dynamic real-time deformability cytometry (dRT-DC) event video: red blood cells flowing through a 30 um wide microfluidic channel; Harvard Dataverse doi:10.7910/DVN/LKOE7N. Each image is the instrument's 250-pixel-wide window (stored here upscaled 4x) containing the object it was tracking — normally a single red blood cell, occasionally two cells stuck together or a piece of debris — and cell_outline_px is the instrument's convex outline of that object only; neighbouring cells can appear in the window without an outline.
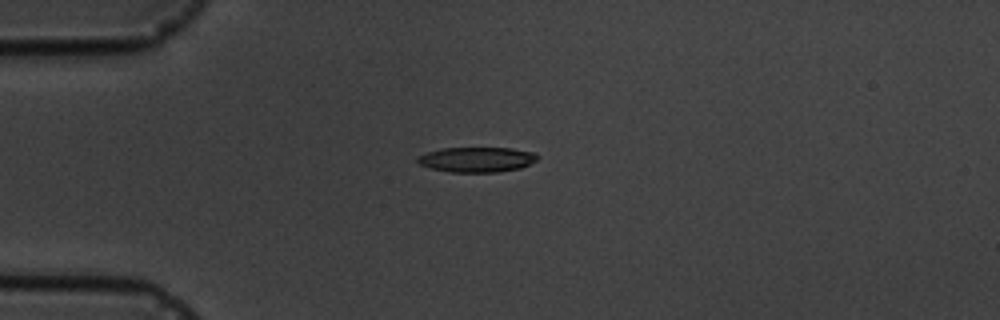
{"species": "common noctule bat (a hibernating species)", "species_latin": "Nyctalus noctula", "temperature_condition": "cold", "stored_images_in_passage": 3, "camera_frame_rate_fps": 3000, "um_per_image_px": 0.085, "animal": {"sex": "male", "body_mass_g": 19.5, "forearm_length_mm": 54.6}, "frame": {"image": 1, "passage_image": 1, "time_ms": 0.0, "image_size_px": [1000, 320], "cell_outline_px": [[540, 156], [536, 160], [520, 168], [496, 172], [448, 172], [432, 168], [420, 164], [416, 160], [416, 156], [440, 148], [512, 148], [536, 152]], "centroid_in_image_um": [40.53, 13.55], "position_along_channel_um": 44.5, "area_um2": 17.57}}
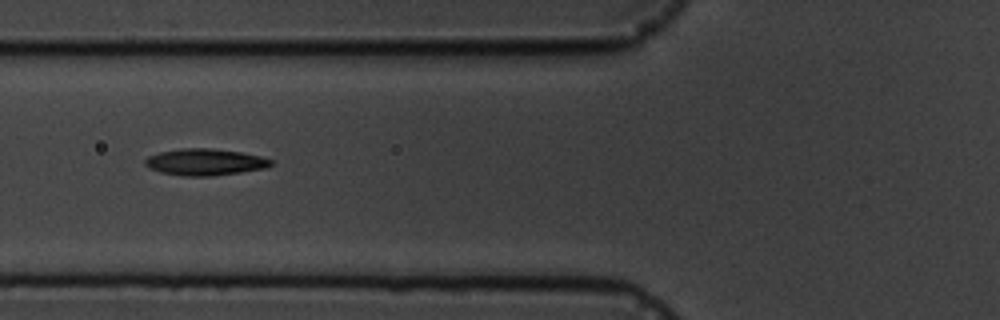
{"frame": {"image": 2, "passage_image": 3, "time_ms": 2.333, "image_size_px": [1000, 320], "cell_outline_px": [[272, 164], [264, 168], [240, 172], [208, 176], [184, 176], [160, 172], [148, 168], [144, 164], [144, 160], [148, 156], [160, 152], [180, 148], [212, 148], [240, 152], [260, 156], [272, 160]], "centroid_in_image_um": [17.37, 13.77], "position_along_channel_um": 108.4, "area_um2": 19.42}}